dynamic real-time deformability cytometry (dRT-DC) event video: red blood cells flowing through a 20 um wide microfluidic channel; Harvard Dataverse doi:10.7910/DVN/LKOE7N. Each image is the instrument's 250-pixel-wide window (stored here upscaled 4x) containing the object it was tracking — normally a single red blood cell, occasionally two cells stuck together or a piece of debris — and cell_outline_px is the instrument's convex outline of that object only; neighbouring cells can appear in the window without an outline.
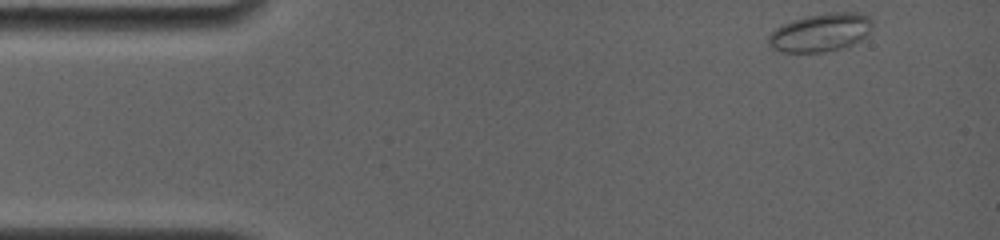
{"species": "common noctule bat (a hibernating species)", "species_latin": "Nyctalus noctula", "temperature_condition": "room temperature", "stored_images_in_passage": 9, "camera_frame_rate_fps": 4000, "um_per_image_px": 0.085, "animal": {"sex": "female", "body_mass_g": 19.0, "forearm_length_mm": 56.7}, "frame": {"image": 1, "passage_image": 1, "time_ms": 0.0, "image_size_px": [1000, 240], "cell_outline_px": [[872, 24], [868, 32], [860, 40], [848, 48], [824, 52], [780, 52], [772, 48], [768, 44], [768, 36], [776, 28], [792, 20], [808, 16], [828, 12], [860, 12], [868, 16], [872, 20]], "centroid_in_image_um": [69.76, 2.77], "position_along_channel_um": 15.2, "area_um2": 23.29}}
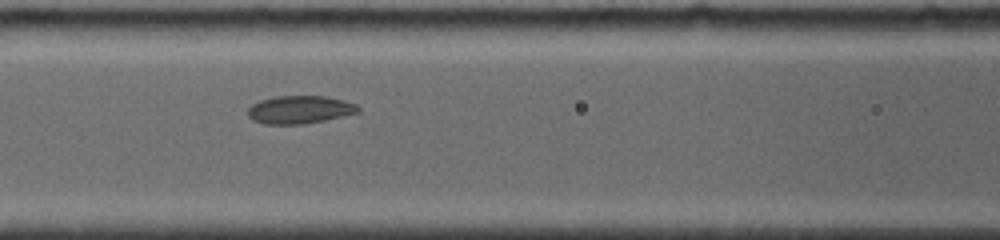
{"frame": {"image": 2, "passage_image": 7, "time_ms": 5.75, "image_size_px": [1000, 240], "cell_outline_px": [[360, 112], [324, 120], [304, 124], [264, 124], [252, 120], [248, 116], [248, 108], [252, 104], [260, 100], [276, 96], [328, 96], [344, 100], [356, 104], [360, 108]], "centroid_in_image_um": [25.47, 9.32], "position_along_channel_um": 141.1, "area_um2": 18.03}}
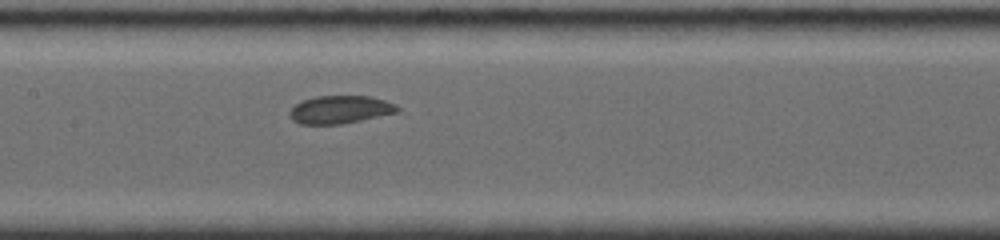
{"frame": {"image": 3, "passage_image": 8, "time_ms": 6.75, "image_size_px": [1000, 240], "cell_outline_px": [[400, 108], [396, 112], [360, 120], [340, 124], [300, 124], [292, 120], [288, 116], [288, 112], [296, 104], [304, 100], [316, 96], [372, 96], [396, 104]], "centroid_in_image_um": [28.88, 9.31], "position_along_channel_um": 178.5, "area_um2": 17.4}}